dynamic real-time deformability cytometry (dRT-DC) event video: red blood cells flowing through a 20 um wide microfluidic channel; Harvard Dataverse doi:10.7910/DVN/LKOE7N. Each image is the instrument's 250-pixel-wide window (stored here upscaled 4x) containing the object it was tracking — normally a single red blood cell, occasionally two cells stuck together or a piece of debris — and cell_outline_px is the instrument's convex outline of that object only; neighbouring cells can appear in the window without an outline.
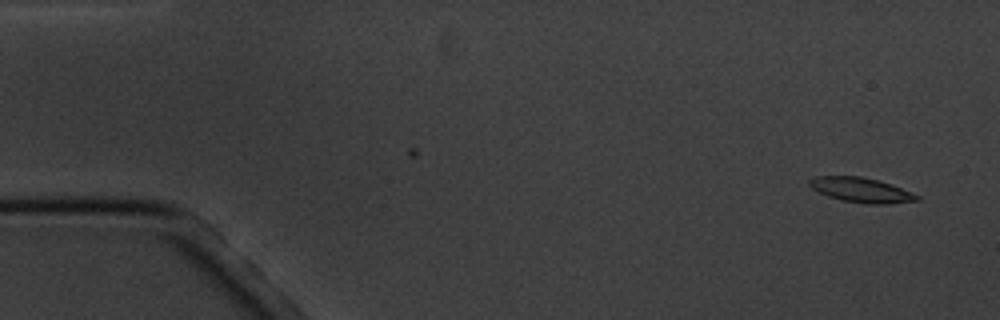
{"species": "common noctule bat (a hibernating species)", "species_latin": "Nyctalus noctula", "temperature_condition": "cold", "stored_images_in_passage": 2, "camera_frame_rate_fps": 3000, "um_per_image_px": 0.085, "animal": {"sex": "male", "body_mass_g": 20.1, "forearm_length_mm": 53.5}, "frame": {"image": 1, "passage_image": 2, "time_ms": 1.0, "image_size_px": [1000, 320], "cell_outline_px": [[920, 200], [888, 204], [868, 204], [840, 200], [828, 196], [812, 188], [808, 184], [808, 180], [816, 176], [860, 176], [880, 180], [892, 184], [920, 196]], "centroid_in_image_um": [73.21, 16.15], "position_along_channel_um": 11.8, "area_um2": 15.61}}